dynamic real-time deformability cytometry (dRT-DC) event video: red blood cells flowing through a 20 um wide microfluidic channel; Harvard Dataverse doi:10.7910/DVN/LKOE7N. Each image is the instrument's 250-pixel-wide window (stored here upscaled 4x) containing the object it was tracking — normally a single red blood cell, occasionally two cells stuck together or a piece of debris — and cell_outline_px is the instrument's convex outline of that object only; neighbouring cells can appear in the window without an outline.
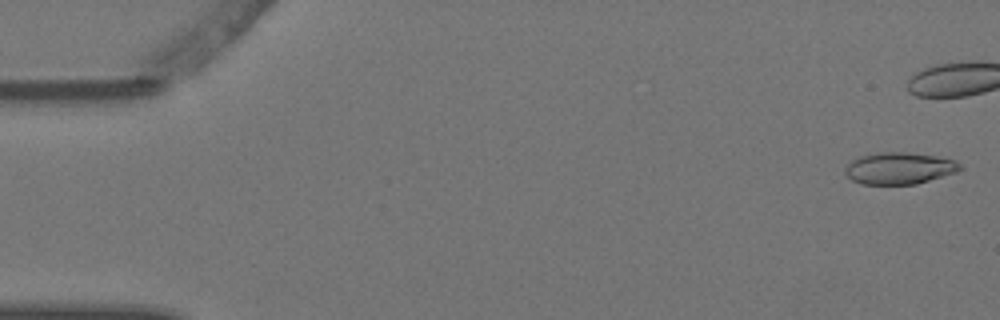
{"species": "Egyptian fruit bat (a non-hibernating species)", "species_latin": "Rousettus aegyptiacus", "temperature_condition": "warm", "stored_images_in_passage": 6, "camera_frame_rate_fps": 3000, "um_per_image_px": 0.085, "animal": {"sex": "female"}, "frame": {"image": 1, "passage_image": 1, "time_ms": 0.0, "image_size_px": [1000, 320], "cell_outline_px": [[964, 168], [956, 172], [916, 184], [860, 184], [852, 180], [844, 172], [844, 168], [852, 160], [860, 156], [880, 152], [908, 152], [936, 156], [956, 160]], "centroid_in_image_um": [76.44, 14.3], "position_along_channel_um": 8.6, "area_um2": 21.33}}
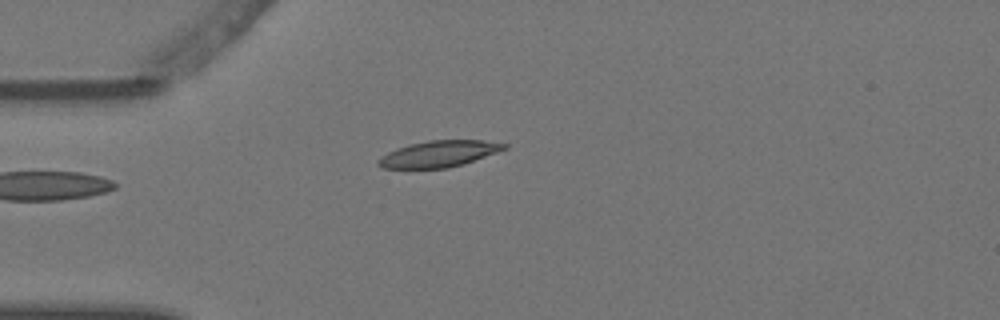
{"frame": {"image": 2, "passage_image": 6, "time_ms": 1.667, "image_size_px": [1000, 320], "cell_outline_px": [[508, 148], [464, 164], [448, 168], [380, 168], [376, 164], [376, 160], [380, 156], [396, 148], [408, 144], [428, 140], [480, 140], [508, 144]], "centroid_in_image_um": [37.26, 13.08], "position_along_channel_um": 47.7, "area_um2": 19.48}}